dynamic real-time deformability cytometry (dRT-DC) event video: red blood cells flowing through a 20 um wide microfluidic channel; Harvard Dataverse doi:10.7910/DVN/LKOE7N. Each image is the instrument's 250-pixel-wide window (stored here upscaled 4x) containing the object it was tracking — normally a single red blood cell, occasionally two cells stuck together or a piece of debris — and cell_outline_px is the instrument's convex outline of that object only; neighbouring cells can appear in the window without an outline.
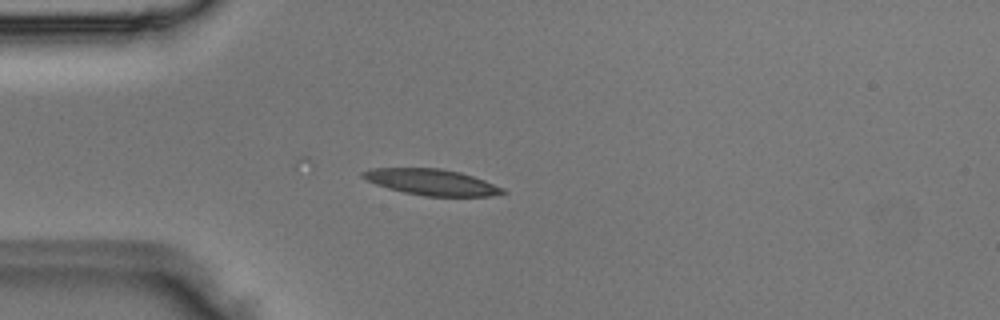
{"species": "Egyptian fruit bat (a non-hibernating species)", "species_latin": "Rousettus aegyptiacus", "temperature_condition": "room temperature", "stored_images_in_passage": 8, "camera_frame_rate_fps": 3000, "um_per_image_px": 0.085, "animal": {"sex": "male"}, "frame": {"image": 1, "passage_image": 1, "time_ms": 0.0, "image_size_px": [1000, 320], "cell_outline_px": [[508, 192], [492, 196], [424, 196], [404, 192], [388, 188], [376, 184], [360, 176], [360, 172], [372, 168], [440, 168], [460, 172], [484, 180], [504, 188]], "centroid_in_image_um": [36.69, 15.48], "position_along_channel_um": 48.3, "area_um2": 21.21}}
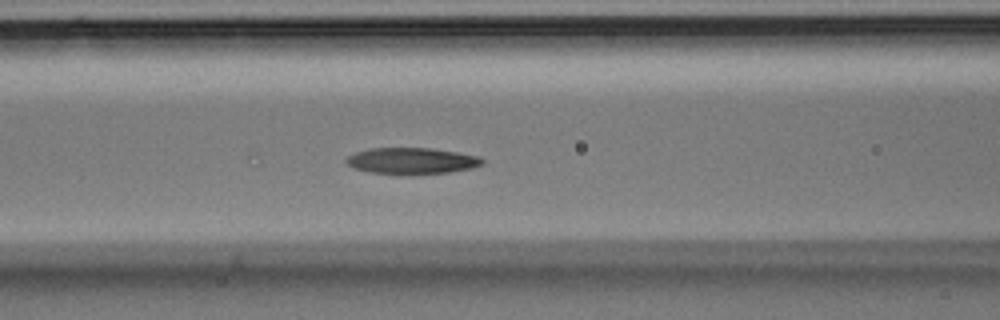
{"frame": {"image": 2, "passage_image": 8, "time_ms": 2.333, "image_size_px": [1000, 320], "cell_outline_px": [[484, 164], [472, 168], [448, 172], [412, 176], [368, 172], [352, 168], [344, 160], [348, 156], [356, 152], [368, 148], [432, 148], [480, 156], [484, 160]], "centroid_in_image_um": [34.99, 13.69], "position_along_channel_um": 131.6, "area_um2": 21.39}}